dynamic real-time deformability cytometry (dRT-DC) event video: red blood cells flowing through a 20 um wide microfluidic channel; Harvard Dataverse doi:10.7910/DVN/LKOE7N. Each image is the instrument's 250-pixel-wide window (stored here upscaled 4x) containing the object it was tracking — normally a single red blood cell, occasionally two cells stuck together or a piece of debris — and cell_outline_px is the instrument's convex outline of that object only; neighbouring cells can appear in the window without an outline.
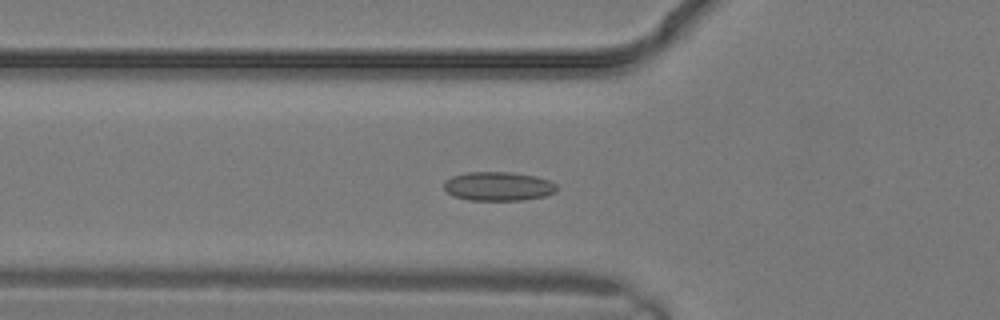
{"species": "common noctule bat (a hibernating species)", "species_latin": "Nyctalus noctula", "temperature_condition": "warm", "stored_images_in_passage": 17, "camera_frame_rate_fps": 3000, "um_per_image_px": 0.085, "animal": {"sex": "male", "body_mass_g": 19.2, "forearm_length_mm": 51.8}, "frame": {"image": 1, "passage_image": 10, "time_ms": 3.0, "image_size_px": [1000, 320], "cell_outline_px": [[560, 188], [556, 192], [544, 196], [524, 200], [468, 200], [456, 196], [448, 192], [444, 188], [444, 180], [452, 176], [468, 172], [512, 172], [536, 176], [548, 180], [556, 184]], "centroid_in_image_um": [42.39, 15.83], "position_along_channel_um": 83.4, "area_um2": 19.13}}
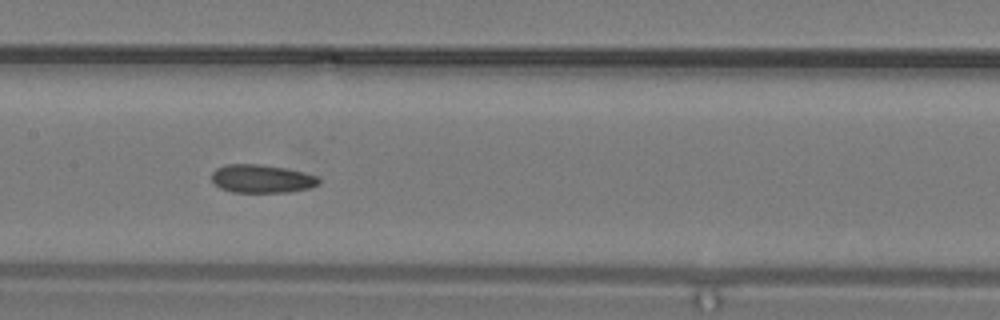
{"frame": {"image": 2, "passage_image": 14, "time_ms": 4.333, "image_size_px": [1000, 320], "cell_outline_px": [[320, 184], [308, 188], [288, 192], [232, 192], [220, 188], [212, 180], [212, 172], [216, 168], [224, 164], [260, 164], [284, 168], [304, 172], [316, 176], [320, 180]], "centroid_in_image_um": [22.23, 15.19], "position_along_channel_um": 185.2, "area_um2": 17.63}}
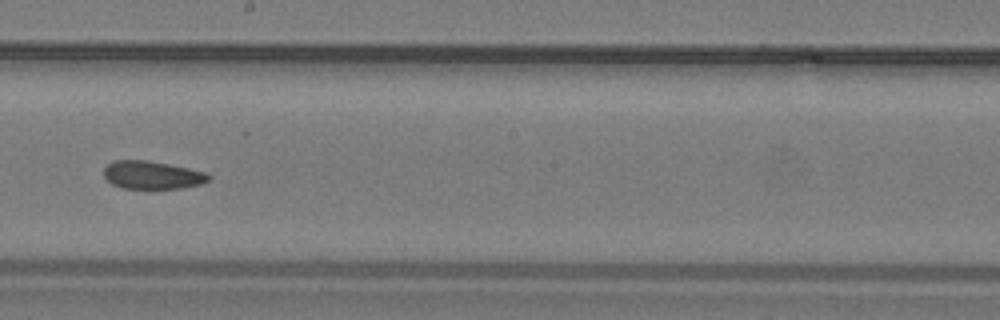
{"frame": {"image": 3, "passage_image": 16, "time_ms": 5.0, "image_size_px": [1000, 320], "cell_outline_px": [[212, 176], [208, 180], [200, 184], [180, 188], [124, 188], [112, 184], [104, 176], [104, 168], [112, 160], [148, 160], [188, 168], [204, 172]], "centroid_in_image_um": [12.91, 14.87], "position_along_channel_um": 235.3, "area_um2": 16.94}}